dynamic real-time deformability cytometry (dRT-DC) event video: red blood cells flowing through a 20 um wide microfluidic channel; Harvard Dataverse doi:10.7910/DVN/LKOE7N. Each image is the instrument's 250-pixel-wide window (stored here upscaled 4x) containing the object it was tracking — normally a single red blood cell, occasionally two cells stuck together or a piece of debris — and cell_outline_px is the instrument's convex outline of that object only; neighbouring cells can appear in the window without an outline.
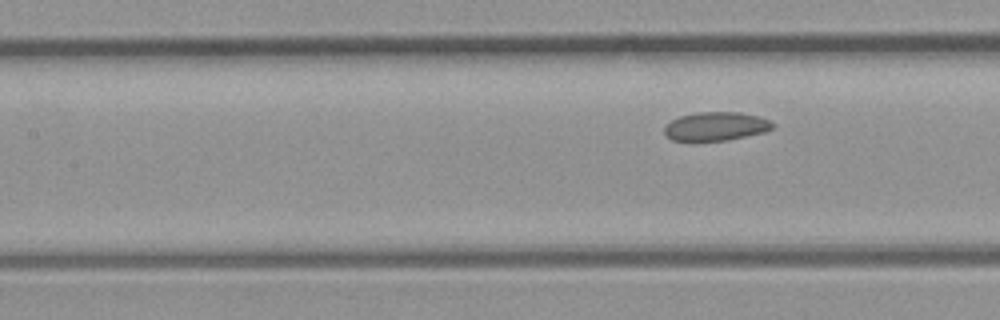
{"species": "common noctule bat (a hibernating species)", "species_latin": "Nyctalus noctula", "temperature_condition": "room temperature", "stored_images_in_passage": 5, "camera_frame_rate_fps": 3000, "um_per_image_px": 0.085, "animal": {"sex": "male", "body_mass_g": 23.1, "forearm_length_mm": 52.7}, "frame": {"image": 1, "passage_image": 5, "time_ms": 1.333, "image_size_px": [1000, 320], "cell_outline_px": [[776, 124], [772, 128], [764, 132], [728, 140], [688, 144], [672, 140], [664, 132], [664, 128], [672, 120], [680, 116], [696, 112], [740, 112], [760, 116]], "centroid_in_image_um": [60.81, 10.78], "position_along_channel_um": 146.6, "area_um2": 18.73}}